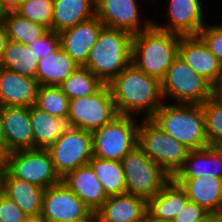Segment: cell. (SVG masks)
I'll return each mask as SVG.
<instances>
[{
    "label": "cell",
    "mask_w": 222,
    "mask_h": 222,
    "mask_svg": "<svg viewBox=\"0 0 222 222\" xmlns=\"http://www.w3.org/2000/svg\"><path fill=\"white\" fill-rule=\"evenodd\" d=\"M108 85L118 115L138 118L143 114L142 119H149L164 103L160 80L137 69L132 63Z\"/></svg>",
    "instance_id": "obj_1"
},
{
    "label": "cell",
    "mask_w": 222,
    "mask_h": 222,
    "mask_svg": "<svg viewBox=\"0 0 222 222\" xmlns=\"http://www.w3.org/2000/svg\"><path fill=\"white\" fill-rule=\"evenodd\" d=\"M180 37L152 24L148 29L133 35L131 63L161 81L178 56Z\"/></svg>",
    "instance_id": "obj_2"
},
{
    "label": "cell",
    "mask_w": 222,
    "mask_h": 222,
    "mask_svg": "<svg viewBox=\"0 0 222 222\" xmlns=\"http://www.w3.org/2000/svg\"><path fill=\"white\" fill-rule=\"evenodd\" d=\"M169 102L164 101L151 119L189 150L208 146L202 104Z\"/></svg>",
    "instance_id": "obj_3"
},
{
    "label": "cell",
    "mask_w": 222,
    "mask_h": 222,
    "mask_svg": "<svg viewBox=\"0 0 222 222\" xmlns=\"http://www.w3.org/2000/svg\"><path fill=\"white\" fill-rule=\"evenodd\" d=\"M132 39L126 31L104 26L83 67L109 84L131 63Z\"/></svg>",
    "instance_id": "obj_4"
},
{
    "label": "cell",
    "mask_w": 222,
    "mask_h": 222,
    "mask_svg": "<svg viewBox=\"0 0 222 222\" xmlns=\"http://www.w3.org/2000/svg\"><path fill=\"white\" fill-rule=\"evenodd\" d=\"M137 146L170 178L183 167L190 151L165 133L151 118L140 119Z\"/></svg>",
    "instance_id": "obj_5"
},
{
    "label": "cell",
    "mask_w": 222,
    "mask_h": 222,
    "mask_svg": "<svg viewBox=\"0 0 222 222\" xmlns=\"http://www.w3.org/2000/svg\"><path fill=\"white\" fill-rule=\"evenodd\" d=\"M160 82L164 101L169 99L173 103L203 104L215 91V88L179 55Z\"/></svg>",
    "instance_id": "obj_6"
},
{
    "label": "cell",
    "mask_w": 222,
    "mask_h": 222,
    "mask_svg": "<svg viewBox=\"0 0 222 222\" xmlns=\"http://www.w3.org/2000/svg\"><path fill=\"white\" fill-rule=\"evenodd\" d=\"M136 117L118 115L110 123L91 132L94 157L121 161L138 143Z\"/></svg>",
    "instance_id": "obj_7"
},
{
    "label": "cell",
    "mask_w": 222,
    "mask_h": 222,
    "mask_svg": "<svg viewBox=\"0 0 222 222\" xmlns=\"http://www.w3.org/2000/svg\"><path fill=\"white\" fill-rule=\"evenodd\" d=\"M126 181V193L146 201L155 196L171 179L169 175L138 146L121 160Z\"/></svg>",
    "instance_id": "obj_8"
},
{
    "label": "cell",
    "mask_w": 222,
    "mask_h": 222,
    "mask_svg": "<svg viewBox=\"0 0 222 222\" xmlns=\"http://www.w3.org/2000/svg\"><path fill=\"white\" fill-rule=\"evenodd\" d=\"M118 116L108 84L90 96L69 100L67 119L70 127L93 132Z\"/></svg>",
    "instance_id": "obj_9"
},
{
    "label": "cell",
    "mask_w": 222,
    "mask_h": 222,
    "mask_svg": "<svg viewBox=\"0 0 222 222\" xmlns=\"http://www.w3.org/2000/svg\"><path fill=\"white\" fill-rule=\"evenodd\" d=\"M6 170L13 177L43 189L61 182V177L56 172L51 156L46 149L10 152Z\"/></svg>",
    "instance_id": "obj_10"
},
{
    "label": "cell",
    "mask_w": 222,
    "mask_h": 222,
    "mask_svg": "<svg viewBox=\"0 0 222 222\" xmlns=\"http://www.w3.org/2000/svg\"><path fill=\"white\" fill-rule=\"evenodd\" d=\"M46 150L62 178L66 173L89 164L93 157L91 132L70 127Z\"/></svg>",
    "instance_id": "obj_11"
},
{
    "label": "cell",
    "mask_w": 222,
    "mask_h": 222,
    "mask_svg": "<svg viewBox=\"0 0 222 222\" xmlns=\"http://www.w3.org/2000/svg\"><path fill=\"white\" fill-rule=\"evenodd\" d=\"M139 5L138 0H95V15L105 27L135 35L153 24L150 18L141 20Z\"/></svg>",
    "instance_id": "obj_12"
},
{
    "label": "cell",
    "mask_w": 222,
    "mask_h": 222,
    "mask_svg": "<svg viewBox=\"0 0 222 222\" xmlns=\"http://www.w3.org/2000/svg\"><path fill=\"white\" fill-rule=\"evenodd\" d=\"M93 212L63 182L45 189L40 218L45 222L89 219Z\"/></svg>",
    "instance_id": "obj_13"
},
{
    "label": "cell",
    "mask_w": 222,
    "mask_h": 222,
    "mask_svg": "<svg viewBox=\"0 0 222 222\" xmlns=\"http://www.w3.org/2000/svg\"><path fill=\"white\" fill-rule=\"evenodd\" d=\"M167 23L153 21V25L180 36H197L206 25L203 0H167ZM156 2V0H155ZM205 21V22H204Z\"/></svg>",
    "instance_id": "obj_14"
},
{
    "label": "cell",
    "mask_w": 222,
    "mask_h": 222,
    "mask_svg": "<svg viewBox=\"0 0 222 222\" xmlns=\"http://www.w3.org/2000/svg\"><path fill=\"white\" fill-rule=\"evenodd\" d=\"M178 55L214 88L222 81V63L197 36H181Z\"/></svg>",
    "instance_id": "obj_15"
},
{
    "label": "cell",
    "mask_w": 222,
    "mask_h": 222,
    "mask_svg": "<svg viewBox=\"0 0 222 222\" xmlns=\"http://www.w3.org/2000/svg\"><path fill=\"white\" fill-rule=\"evenodd\" d=\"M103 27V23L95 15L58 33L60 46L79 66H84Z\"/></svg>",
    "instance_id": "obj_16"
},
{
    "label": "cell",
    "mask_w": 222,
    "mask_h": 222,
    "mask_svg": "<svg viewBox=\"0 0 222 222\" xmlns=\"http://www.w3.org/2000/svg\"><path fill=\"white\" fill-rule=\"evenodd\" d=\"M0 110L6 150L10 153L17 150L33 149L30 107L1 106Z\"/></svg>",
    "instance_id": "obj_17"
},
{
    "label": "cell",
    "mask_w": 222,
    "mask_h": 222,
    "mask_svg": "<svg viewBox=\"0 0 222 222\" xmlns=\"http://www.w3.org/2000/svg\"><path fill=\"white\" fill-rule=\"evenodd\" d=\"M63 182L84 204L95 213L109 197L90 164L66 173Z\"/></svg>",
    "instance_id": "obj_18"
},
{
    "label": "cell",
    "mask_w": 222,
    "mask_h": 222,
    "mask_svg": "<svg viewBox=\"0 0 222 222\" xmlns=\"http://www.w3.org/2000/svg\"><path fill=\"white\" fill-rule=\"evenodd\" d=\"M39 87L36 79L0 67V107L35 105Z\"/></svg>",
    "instance_id": "obj_19"
},
{
    "label": "cell",
    "mask_w": 222,
    "mask_h": 222,
    "mask_svg": "<svg viewBox=\"0 0 222 222\" xmlns=\"http://www.w3.org/2000/svg\"><path fill=\"white\" fill-rule=\"evenodd\" d=\"M190 201L210 214L222 217V179L215 177L173 178Z\"/></svg>",
    "instance_id": "obj_20"
},
{
    "label": "cell",
    "mask_w": 222,
    "mask_h": 222,
    "mask_svg": "<svg viewBox=\"0 0 222 222\" xmlns=\"http://www.w3.org/2000/svg\"><path fill=\"white\" fill-rule=\"evenodd\" d=\"M188 201L185 191L171 178L159 193L147 201L148 222H172Z\"/></svg>",
    "instance_id": "obj_21"
},
{
    "label": "cell",
    "mask_w": 222,
    "mask_h": 222,
    "mask_svg": "<svg viewBox=\"0 0 222 222\" xmlns=\"http://www.w3.org/2000/svg\"><path fill=\"white\" fill-rule=\"evenodd\" d=\"M95 213L105 222H148L147 201L128 193L109 196Z\"/></svg>",
    "instance_id": "obj_22"
},
{
    "label": "cell",
    "mask_w": 222,
    "mask_h": 222,
    "mask_svg": "<svg viewBox=\"0 0 222 222\" xmlns=\"http://www.w3.org/2000/svg\"><path fill=\"white\" fill-rule=\"evenodd\" d=\"M215 177L222 179V147L190 150L183 167L173 178Z\"/></svg>",
    "instance_id": "obj_23"
},
{
    "label": "cell",
    "mask_w": 222,
    "mask_h": 222,
    "mask_svg": "<svg viewBox=\"0 0 222 222\" xmlns=\"http://www.w3.org/2000/svg\"><path fill=\"white\" fill-rule=\"evenodd\" d=\"M45 189L13 177L7 170L3 174L2 193L14 201L29 217H39Z\"/></svg>",
    "instance_id": "obj_24"
},
{
    "label": "cell",
    "mask_w": 222,
    "mask_h": 222,
    "mask_svg": "<svg viewBox=\"0 0 222 222\" xmlns=\"http://www.w3.org/2000/svg\"><path fill=\"white\" fill-rule=\"evenodd\" d=\"M79 65L59 46L37 61L36 80L40 86H59Z\"/></svg>",
    "instance_id": "obj_25"
},
{
    "label": "cell",
    "mask_w": 222,
    "mask_h": 222,
    "mask_svg": "<svg viewBox=\"0 0 222 222\" xmlns=\"http://www.w3.org/2000/svg\"><path fill=\"white\" fill-rule=\"evenodd\" d=\"M30 119L33 134V149H47L70 128L67 118L51 116L35 105L30 107Z\"/></svg>",
    "instance_id": "obj_26"
},
{
    "label": "cell",
    "mask_w": 222,
    "mask_h": 222,
    "mask_svg": "<svg viewBox=\"0 0 222 222\" xmlns=\"http://www.w3.org/2000/svg\"><path fill=\"white\" fill-rule=\"evenodd\" d=\"M95 16V0H53L52 31H61Z\"/></svg>",
    "instance_id": "obj_27"
},
{
    "label": "cell",
    "mask_w": 222,
    "mask_h": 222,
    "mask_svg": "<svg viewBox=\"0 0 222 222\" xmlns=\"http://www.w3.org/2000/svg\"><path fill=\"white\" fill-rule=\"evenodd\" d=\"M0 67L36 79L37 60L28 45L8 39L0 57Z\"/></svg>",
    "instance_id": "obj_28"
},
{
    "label": "cell",
    "mask_w": 222,
    "mask_h": 222,
    "mask_svg": "<svg viewBox=\"0 0 222 222\" xmlns=\"http://www.w3.org/2000/svg\"><path fill=\"white\" fill-rule=\"evenodd\" d=\"M89 164L108 196L126 193V181L121 161L93 156Z\"/></svg>",
    "instance_id": "obj_29"
},
{
    "label": "cell",
    "mask_w": 222,
    "mask_h": 222,
    "mask_svg": "<svg viewBox=\"0 0 222 222\" xmlns=\"http://www.w3.org/2000/svg\"><path fill=\"white\" fill-rule=\"evenodd\" d=\"M9 40L29 45L46 34L49 29L32 22L16 12H7L3 18Z\"/></svg>",
    "instance_id": "obj_30"
},
{
    "label": "cell",
    "mask_w": 222,
    "mask_h": 222,
    "mask_svg": "<svg viewBox=\"0 0 222 222\" xmlns=\"http://www.w3.org/2000/svg\"><path fill=\"white\" fill-rule=\"evenodd\" d=\"M104 83L90 70L79 66L68 76L59 87L67 95L69 100L83 96H90L97 92Z\"/></svg>",
    "instance_id": "obj_31"
},
{
    "label": "cell",
    "mask_w": 222,
    "mask_h": 222,
    "mask_svg": "<svg viewBox=\"0 0 222 222\" xmlns=\"http://www.w3.org/2000/svg\"><path fill=\"white\" fill-rule=\"evenodd\" d=\"M35 106L51 116L67 118L69 98L59 86H40Z\"/></svg>",
    "instance_id": "obj_32"
},
{
    "label": "cell",
    "mask_w": 222,
    "mask_h": 222,
    "mask_svg": "<svg viewBox=\"0 0 222 222\" xmlns=\"http://www.w3.org/2000/svg\"><path fill=\"white\" fill-rule=\"evenodd\" d=\"M202 108L208 144L222 147V101L213 95L202 104Z\"/></svg>",
    "instance_id": "obj_33"
},
{
    "label": "cell",
    "mask_w": 222,
    "mask_h": 222,
    "mask_svg": "<svg viewBox=\"0 0 222 222\" xmlns=\"http://www.w3.org/2000/svg\"><path fill=\"white\" fill-rule=\"evenodd\" d=\"M15 12L52 30L53 0H24Z\"/></svg>",
    "instance_id": "obj_34"
},
{
    "label": "cell",
    "mask_w": 222,
    "mask_h": 222,
    "mask_svg": "<svg viewBox=\"0 0 222 222\" xmlns=\"http://www.w3.org/2000/svg\"><path fill=\"white\" fill-rule=\"evenodd\" d=\"M198 36L207 45L208 49L222 63V22L219 24L212 23L205 25L199 32Z\"/></svg>",
    "instance_id": "obj_35"
},
{
    "label": "cell",
    "mask_w": 222,
    "mask_h": 222,
    "mask_svg": "<svg viewBox=\"0 0 222 222\" xmlns=\"http://www.w3.org/2000/svg\"><path fill=\"white\" fill-rule=\"evenodd\" d=\"M32 48L35 60H39L49 53L54 52L60 46V38L58 33L49 30L39 39L28 45Z\"/></svg>",
    "instance_id": "obj_36"
},
{
    "label": "cell",
    "mask_w": 222,
    "mask_h": 222,
    "mask_svg": "<svg viewBox=\"0 0 222 222\" xmlns=\"http://www.w3.org/2000/svg\"><path fill=\"white\" fill-rule=\"evenodd\" d=\"M28 217L14 201L0 193V222H24Z\"/></svg>",
    "instance_id": "obj_37"
},
{
    "label": "cell",
    "mask_w": 222,
    "mask_h": 222,
    "mask_svg": "<svg viewBox=\"0 0 222 222\" xmlns=\"http://www.w3.org/2000/svg\"><path fill=\"white\" fill-rule=\"evenodd\" d=\"M210 213L193 201H188L172 222H198L205 219Z\"/></svg>",
    "instance_id": "obj_38"
},
{
    "label": "cell",
    "mask_w": 222,
    "mask_h": 222,
    "mask_svg": "<svg viewBox=\"0 0 222 222\" xmlns=\"http://www.w3.org/2000/svg\"><path fill=\"white\" fill-rule=\"evenodd\" d=\"M24 0H0L2 10L7 12H15Z\"/></svg>",
    "instance_id": "obj_39"
},
{
    "label": "cell",
    "mask_w": 222,
    "mask_h": 222,
    "mask_svg": "<svg viewBox=\"0 0 222 222\" xmlns=\"http://www.w3.org/2000/svg\"><path fill=\"white\" fill-rule=\"evenodd\" d=\"M7 41H8L7 31L4 26V23L1 22L0 23V57L4 48L6 47Z\"/></svg>",
    "instance_id": "obj_40"
},
{
    "label": "cell",
    "mask_w": 222,
    "mask_h": 222,
    "mask_svg": "<svg viewBox=\"0 0 222 222\" xmlns=\"http://www.w3.org/2000/svg\"><path fill=\"white\" fill-rule=\"evenodd\" d=\"M8 154L9 152L0 143V166H2L5 170L7 168Z\"/></svg>",
    "instance_id": "obj_41"
},
{
    "label": "cell",
    "mask_w": 222,
    "mask_h": 222,
    "mask_svg": "<svg viewBox=\"0 0 222 222\" xmlns=\"http://www.w3.org/2000/svg\"><path fill=\"white\" fill-rule=\"evenodd\" d=\"M198 222H222V217L214 214H209L205 219Z\"/></svg>",
    "instance_id": "obj_42"
},
{
    "label": "cell",
    "mask_w": 222,
    "mask_h": 222,
    "mask_svg": "<svg viewBox=\"0 0 222 222\" xmlns=\"http://www.w3.org/2000/svg\"><path fill=\"white\" fill-rule=\"evenodd\" d=\"M0 143L5 147V134H4V126L1 117V110H0Z\"/></svg>",
    "instance_id": "obj_43"
},
{
    "label": "cell",
    "mask_w": 222,
    "mask_h": 222,
    "mask_svg": "<svg viewBox=\"0 0 222 222\" xmlns=\"http://www.w3.org/2000/svg\"><path fill=\"white\" fill-rule=\"evenodd\" d=\"M214 95L222 101V81L215 87Z\"/></svg>",
    "instance_id": "obj_44"
},
{
    "label": "cell",
    "mask_w": 222,
    "mask_h": 222,
    "mask_svg": "<svg viewBox=\"0 0 222 222\" xmlns=\"http://www.w3.org/2000/svg\"><path fill=\"white\" fill-rule=\"evenodd\" d=\"M88 222H105V221L96 213H92L89 216Z\"/></svg>",
    "instance_id": "obj_45"
},
{
    "label": "cell",
    "mask_w": 222,
    "mask_h": 222,
    "mask_svg": "<svg viewBox=\"0 0 222 222\" xmlns=\"http://www.w3.org/2000/svg\"><path fill=\"white\" fill-rule=\"evenodd\" d=\"M24 222H45L39 217H28Z\"/></svg>",
    "instance_id": "obj_46"
},
{
    "label": "cell",
    "mask_w": 222,
    "mask_h": 222,
    "mask_svg": "<svg viewBox=\"0 0 222 222\" xmlns=\"http://www.w3.org/2000/svg\"><path fill=\"white\" fill-rule=\"evenodd\" d=\"M5 169L0 166V193L2 192V184H3V174H4Z\"/></svg>",
    "instance_id": "obj_47"
},
{
    "label": "cell",
    "mask_w": 222,
    "mask_h": 222,
    "mask_svg": "<svg viewBox=\"0 0 222 222\" xmlns=\"http://www.w3.org/2000/svg\"><path fill=\"white\" fill-rule=\"evenodd\" d=\"M4 16H5V12L2 10V8L0 6V23L3 22Z\"/></svg>",
    "instance_id": "obj_48"
},
{
    "label": "cell",
    "mask_w": 222,
    "mask_h": 222,
    "mask_svg": "<svg viewBox=\"0 0 222 222\" xmlns=\"http://www.w3.org/2000/svg\"><path fill=\"white\" fill-rule=\"evenodd\" d=\"M65 222H88V219H79V220L65 221Z\"/></svg>",
    "instance_id": "obj_49"
}]
</instances>
